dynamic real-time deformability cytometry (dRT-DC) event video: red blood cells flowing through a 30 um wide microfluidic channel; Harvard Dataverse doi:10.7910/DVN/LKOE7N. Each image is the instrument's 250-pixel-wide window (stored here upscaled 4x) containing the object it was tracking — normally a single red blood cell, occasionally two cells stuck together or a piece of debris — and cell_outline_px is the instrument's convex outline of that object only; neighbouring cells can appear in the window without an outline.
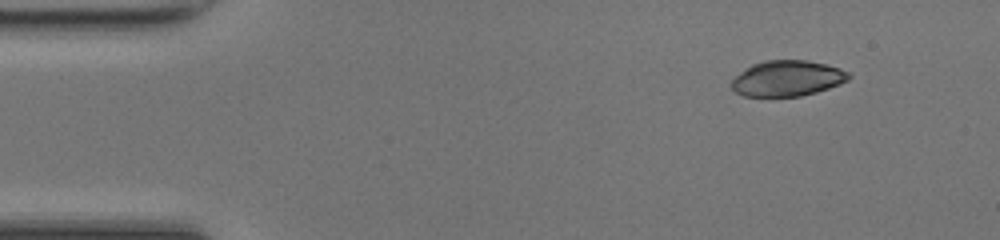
{"species": "common noctule bat (a hibernating species)", "species_latin": "Nyctalus noctula", "temperature_condition": "room temperature", "stored_images_in_passage": 44, "camera_frame_rate_fps": 3000, "um_per_image_px": 0.085, "animal": {"sex": "female", "body_mass_g": 17.0, "forearm_length_mm": 48.0}, "frame": {"image": 1, "passage_image": 1, "time_ms": 0.0, "image_size_px": [1000, 240], "cell_outline_px": [[852, 76], [848, 80], [840, 84], [816, 92], [800, 96], [744, 96], [736, 92], [732, 88], [732, 80], [736, 76], [752, 64], [764, 60], [804, 60], [824, 64], [840, 68], [848, 72]], "centroid_in_image_um": [66.94, 6.66], "position_along_channel_um": 18.1, "area_um2": 24.16}}
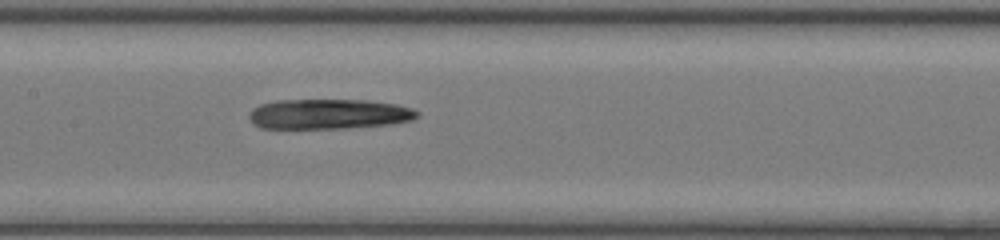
{"frame": {"image": 2, "passage_image": 19, "time_ms": 6.0, "image_size_px": [1000, 240], "cell_outline_px": [[416, 116], [412, 120], [388, 124], [348, 128], [260, 128], [252, 124], [248, 116], [252, 108], [260, 104], [276, 100], [364, 100], [396, 104], [412, 108], [416, 112]], "centroid_in_image_um": [27.87, 9.69], "position_along_channel_um": 179.5, "area_um2": 29.36}}
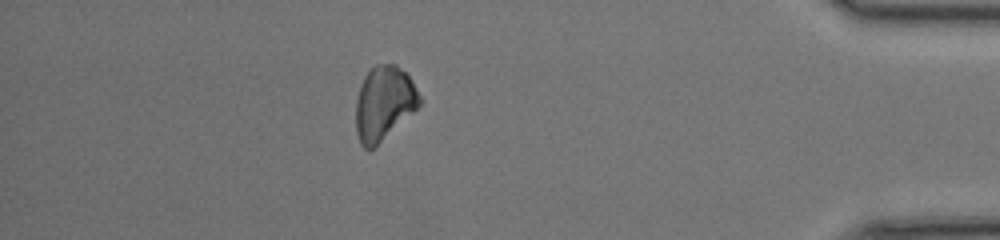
{"frame": {"image": 3, "passage_image": 38, "time_ms": 12.333, "image_size_px": [1000, 240], "cell_outline_px": [[420, 104], [412, 112], [372, 148], [364, 148], [360, 144], [356, 132], [356, 100], [360, 84], [364, 76], [376, 64], [396, 64], [408, 76], [416, 88], [420, 96]], "centroid_in_image_um": [32.6, 8.74], "position_along_channel_um": 402.6, "area_um2": 26.82}}